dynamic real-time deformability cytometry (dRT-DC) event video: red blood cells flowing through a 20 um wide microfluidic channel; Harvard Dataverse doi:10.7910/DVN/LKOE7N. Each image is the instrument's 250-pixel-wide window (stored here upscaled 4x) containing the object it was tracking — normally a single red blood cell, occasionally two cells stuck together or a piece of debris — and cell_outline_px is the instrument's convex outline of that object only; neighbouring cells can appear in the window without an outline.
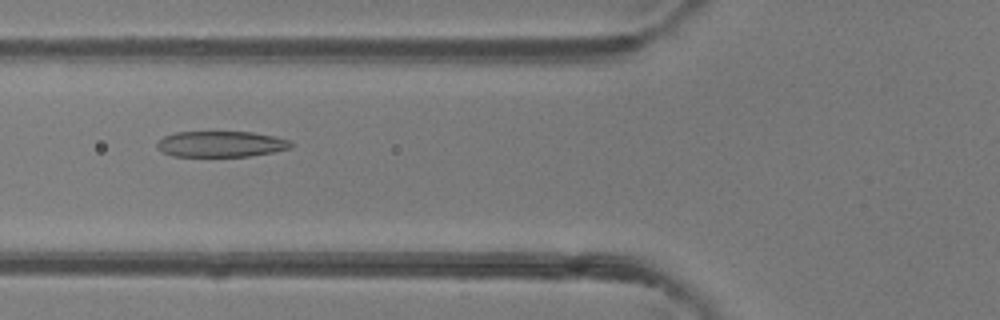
{"species": "common noctule bat (a hibernating species)", "species_latin": "Nyctalus noctula", "temperature_condition": "room temperature", "stored_images_in_passage": 6, "camera_frame_rate_fps": 3000, "um_per_image_px": 0.085, "animal": {"sex": "female"}, "frame": {"image": 1, "passage_image": 6, "time_ms": 6.0, "image_size_px": [1000, 320], "cell_outline_px": [[296, 144], [292, 148], [272, 152], [248, 156], [172, 156], [164, 152], [156, 144], [164, 136], [176, 132], [252, 132], [276, 136], [292, 140]], "centroid_in_image_um": [18.88, 12.24], "position_along_channel_um": 106.9, "area_um2": 20.23}}